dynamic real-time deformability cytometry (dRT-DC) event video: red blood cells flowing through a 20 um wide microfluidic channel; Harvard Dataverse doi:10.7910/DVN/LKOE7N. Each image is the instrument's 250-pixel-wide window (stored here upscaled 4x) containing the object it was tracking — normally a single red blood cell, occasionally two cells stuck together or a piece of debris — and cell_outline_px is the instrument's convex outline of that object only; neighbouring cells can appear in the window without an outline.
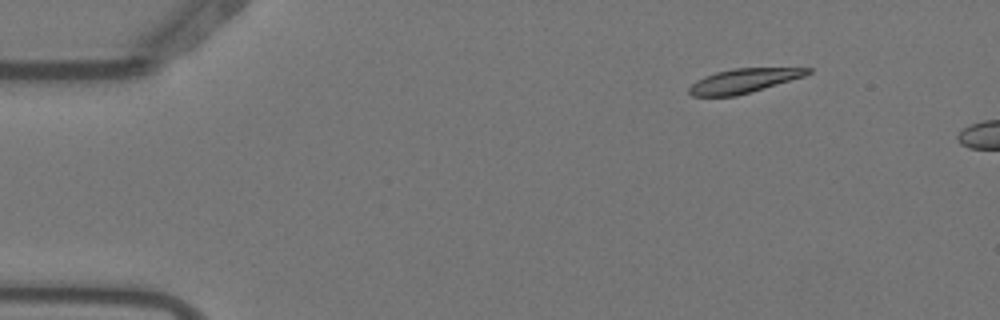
{"species": "Egyptian fruit bat (a non-hibernating species)", "species_latin": "Rousettus aegyptiacus", "temperature_condition": "warm", "stored_images_in_passage": 3, "camera_frame_rate_fps": 3000, "um_per_image_px": 0.085, "animal": {"sex": "female"}, "frame": {"image": 1, "passage_image": 2, "time_ms": 0.333, "image_size_px": [1000, 320], "cell_outline_px": [[812, 72], [804, 76], [736, 96], [692, 96], [688, 92], [688, 88], [696, 80], [704, 76], [716, 72], [732, 68], [812, 68]], "centroid_in_image_um": [63.17, 6.86], "position_along_channel_um": 21.8, "area_um2": 16.59}}